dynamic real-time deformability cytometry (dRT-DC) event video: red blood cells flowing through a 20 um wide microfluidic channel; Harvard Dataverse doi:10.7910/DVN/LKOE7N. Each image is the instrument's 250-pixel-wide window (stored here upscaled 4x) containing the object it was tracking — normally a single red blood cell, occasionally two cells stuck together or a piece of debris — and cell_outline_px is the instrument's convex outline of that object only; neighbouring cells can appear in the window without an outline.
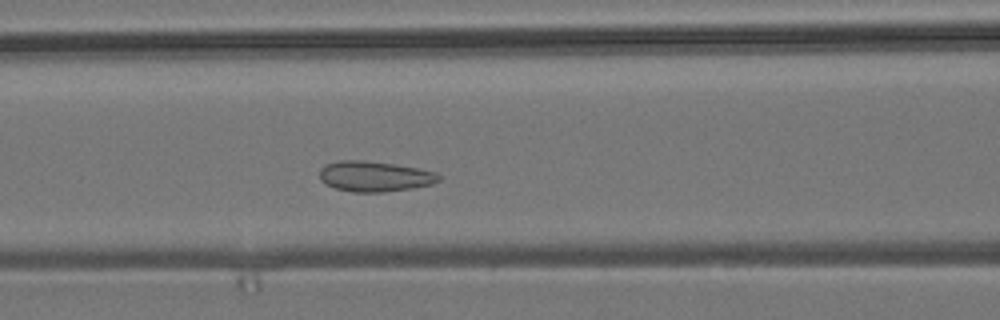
{"species": "common noctule bat (a hibernating species)", "species_latin": "Nyctalus noctula", "temperature_condition": "room temperature", "stored_images_in_passage": 50, "camera_frame_rate_fps": 3000, "um_per_image_px": 0.085, "animal": {"sex": "male", "body_mass_g": 19.2, "forearm_length_mm": 51.8}, "frame": {"image": 1, "passage_image": 17, "time_ms": 5.333, "image_size_px": [1000, 320], "cell_outline_px": [[440, 180], [432, 184], [412, 188], [384, 192], [352, 192], [336, 188], [320, 180], [320, 168], [324, 164], [340, 160], [364, 160], [420, 168], [436, 172], [440, 176]], "centroid_in_image_um": [31.85, 14.98], "position_along_channel_um": 134.8, "area_um2": 21.15}}
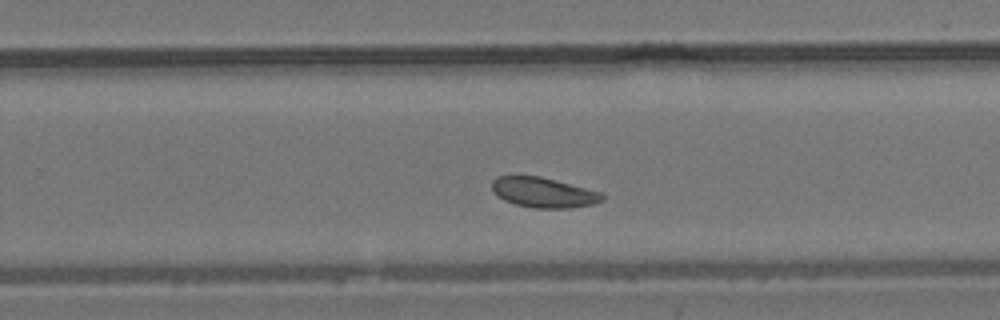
{"frame": {"image": 2, "passage_image": 29, "time_ms": 9.333, "image_size_px": [1000, 320], "cell_outline_px": [[604, 200], [596, 204], [568, 208], [532, 208], [516, 204], [504, 200], [496, 196], [492, 188], [492, 180], [496, 176], [540, 176], [604, 192]], "centroid_in_image_um": [46.23, 16.36], "position_along_channel_um": 283.6, "area_um2": 19.59}}
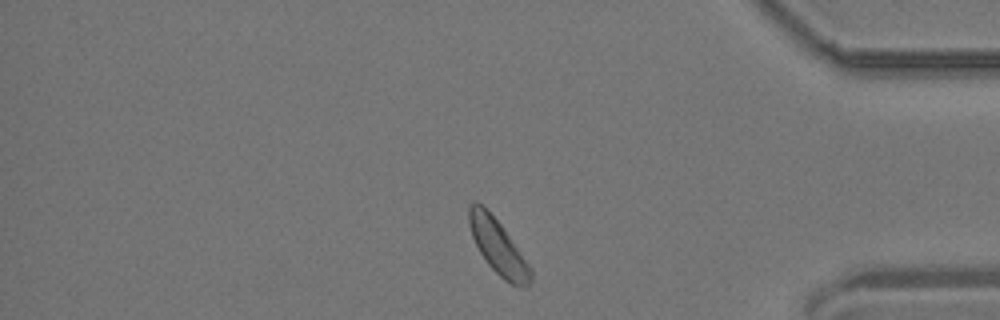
{"frame": {"image": 3, "passage_image": 40, "time_ms": 13.0, "image_size_px": [1000, 320], "cell_outline_px": [[532, 276], [528, 288], [524, 288], [512, 284], [504, 280], [488, 264], [480, 252], [472, 236], [468, 224], [468, 204], [476, 200], [500, 224], [532, 268]], "centroid_in_image_um": [42.33, 21.01], "position_along_channel_um": 392.9, "area_um2": 19.36}}